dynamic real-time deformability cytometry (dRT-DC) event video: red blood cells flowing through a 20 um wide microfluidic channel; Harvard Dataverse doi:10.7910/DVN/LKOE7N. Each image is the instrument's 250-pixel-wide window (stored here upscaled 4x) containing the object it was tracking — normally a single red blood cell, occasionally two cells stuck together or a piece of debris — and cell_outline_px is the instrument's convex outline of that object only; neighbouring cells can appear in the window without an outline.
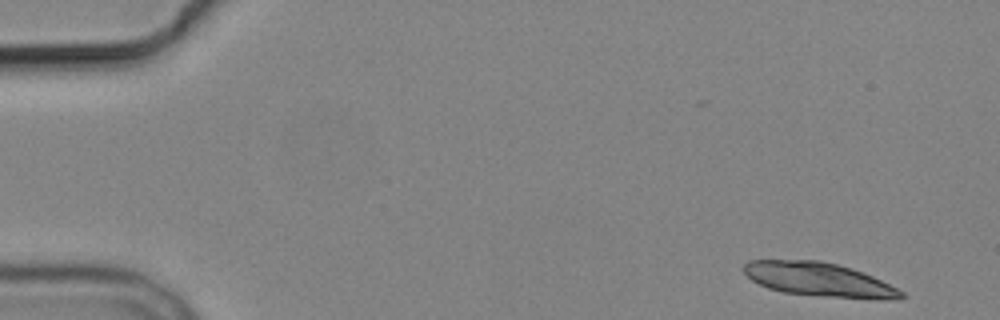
{"species": "common noctule bat (a hibernating species)", "species_latin": "Nyctalus noctula", "temperature_condition": "cold", "stored_images_in_passage": 10, "camera_frame_rate_fps": 3000, "um_per_image_px": 0.085, "animal": {"sex": "male", "body_mass_g": 19.2, "forearm_length_mm": 51.8}, "frame": {"image": 1, "passage_image": 1, "time_ms": 0.0, "image_size_px": [1000, 320], "cell_outline_px": [[904, 296], [900, 300], [828, 296], [784, 292], [768, 288], [752, 280], [744, 272], [744, 264], [748, 260], [820, 260], [852, 268], [872, 276], [904, 292]], "centroid_in_image_um": [69.6, 23.74], "position_along_channel_um": 15.4, "area_um2": 30.58}}
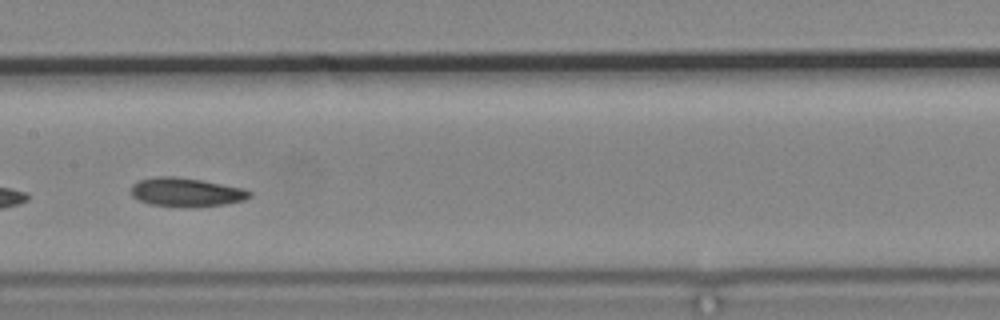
{"frame": {"image": 2, "passage_image": 8, "time_ms": 8.333, "image_size_px": [1000, 320], "cell_outline_px": [[252, 196], [244, 200], [224, 204], [148, 204], [132, 196], [132, 184], [140, 180], [156, 176], [176, 176], [200, 180], [240, 188], [252, 192]], "centroid_in_image_um": [15.8, 16.28], "position_along_channel_um": 191.6, "area_um2": 18.73}}
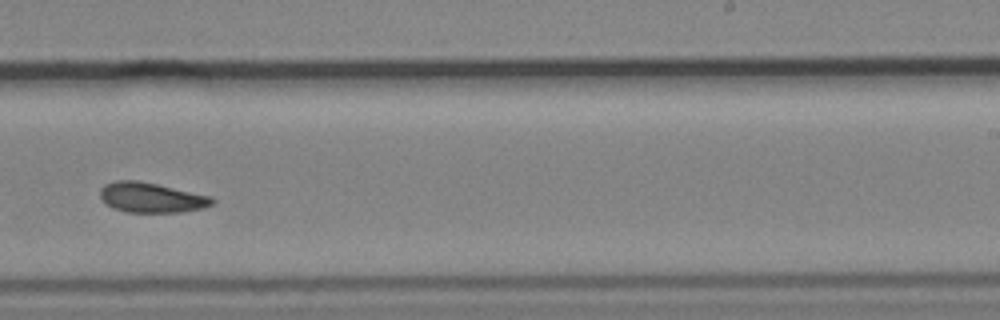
{"frame": {"image": 3, "passage_image": 10, "time_ms": 10.667, "image_size_px": [1000, 320], "cell_outline_px": [[216, 200], [212, 204], [204, 208], [180, 212], [124, 212], [112, 208], [100, 200], [100, 188], [104, 184], [116, 180], [136, 180], [156, 184], [212, 196]], "centroid_in_image_um": [12.83, 16.79], "position_along_channel_um": 276.2, "area_um2": 19.77}}